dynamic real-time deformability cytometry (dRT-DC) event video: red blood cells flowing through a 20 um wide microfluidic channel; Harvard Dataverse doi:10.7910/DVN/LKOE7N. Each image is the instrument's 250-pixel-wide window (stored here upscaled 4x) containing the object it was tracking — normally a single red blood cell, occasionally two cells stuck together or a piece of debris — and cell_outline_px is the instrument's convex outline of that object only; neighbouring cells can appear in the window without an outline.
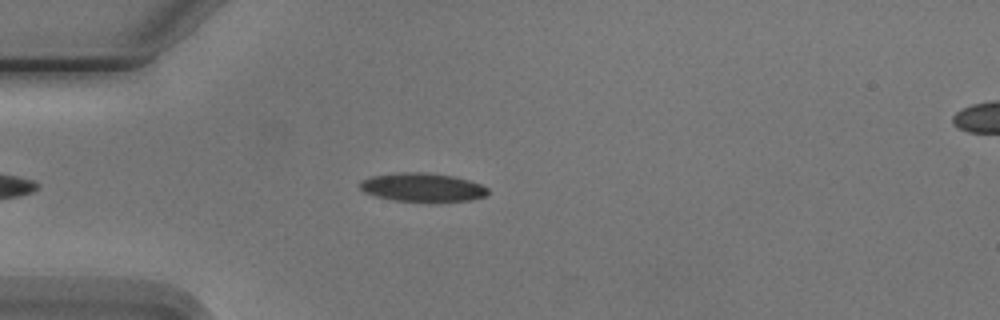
{"species": "Egyptian fruit bat (a non-hibernating species)", "species_latin": "Rousettus aegyptiacus", "temperature_condition": "cold", "stored_images_in_passage": 3, "segment_of_instrument_passage": [1, 2], "camera_frame_rate_fps": 3000, "um_per_image_px": 0.085, "animal": {"sex": "male"}, "frame": {"image": 1, "passage_image": 2, "time_ms": 1.0, "image_size_px": [1000, 320], "cell_outline_px": [[488, 192], [484, 196], [472, 200], [436, 204], [396, 200], [376, 196], [364, 192], [360, 188], [360, 180], [368, 176], [396, 172], [428, 172], [452, 176], [468, 180], [480, 184], [488, 188]], "centroid_in_image_um": [35.9, 15.94], "position_along_channel_um": 49.1, "area_um2": 22.08}}